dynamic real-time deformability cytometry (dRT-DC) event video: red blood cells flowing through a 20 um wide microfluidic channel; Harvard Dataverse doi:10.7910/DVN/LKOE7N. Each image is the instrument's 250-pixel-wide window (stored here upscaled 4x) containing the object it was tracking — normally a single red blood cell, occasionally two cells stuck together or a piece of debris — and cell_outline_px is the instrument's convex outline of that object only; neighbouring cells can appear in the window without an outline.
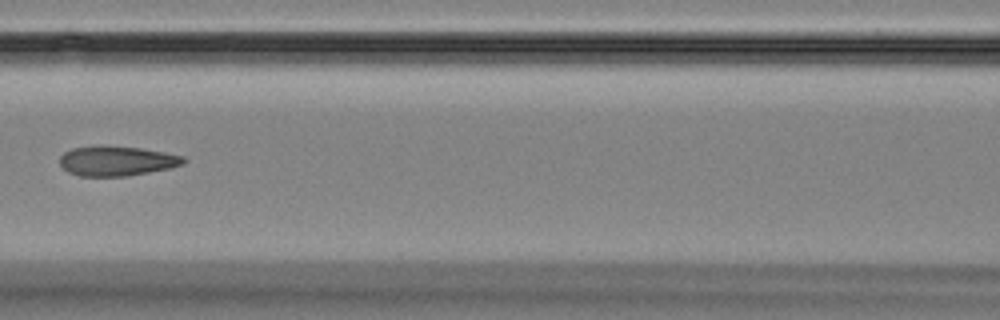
{"species": "Egyptian fruit bat (a non-hibernating species)", "species_latin": "Rousettus aegyptiacus", "temperature_condition": "room temperature", "stored_images_in_passage": 7, "camera_frame_rate_fps": 3000, "um_per_image_px": 0.085, "animal": {"sex": "female"}, "frame": {"image": 1, "passage_image": 3, "time_ms": 2.333, "image_size_px": [1000, 320], "cell_outline_px": [[188, 160], [184, 164], [168, 168], [128, 176], [80, 176], [68, 172], [60, 164], [60, 156], [64, 152], [72, 148], [140, 148], [164, 152], [184, 156]], "centroid_in_image_um": [9.97, 13.72], "position_along_channel_um": 156.6, "area_um2": 20.75}}
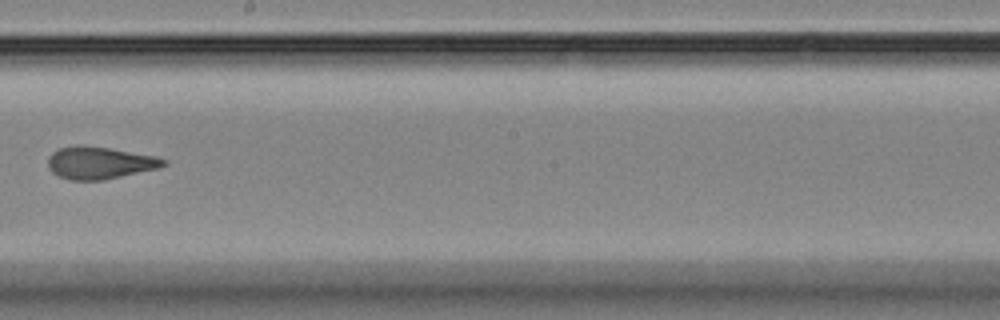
{"frame": {"image": 2, "passage_image": 5, "time_ms": 4.667, "image_size_px": [1000, 320], "cell_outline_px": [[168, 164], [160, 168], [104, 180], [72, 180], [60, 176], [52, 172], [48, 168], [48, 156], [52, 152], [60, 148], [76, 144], [84, 144], [156, 156], [168, 160]], "centroid_in_image_um": [8.48, 13.83], "position_along_channel_um": 239.7, "area_um2": 21.96}}
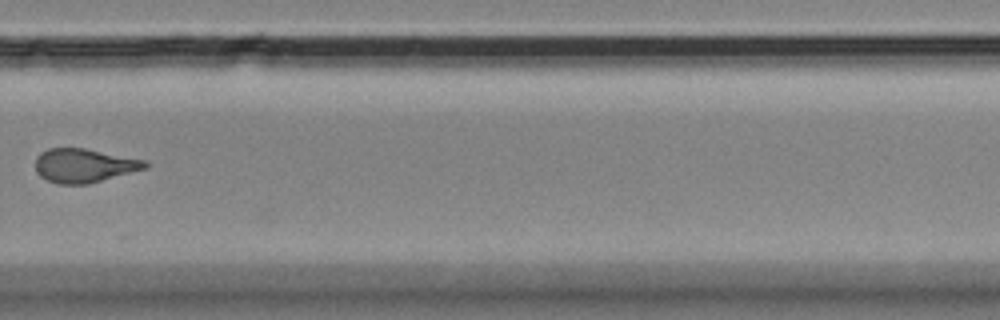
{"frame": {"image": 3, "passage_image": 7, "time_ms": 7.0, "image_size_px": [1000, 320], "cell_outline_px": [[148, 168], [88, 184], [56, 184], [40, 176], [36, 172], [36, 156], [40, 152], [48, 148], [84, 148], [148, 160]], "centroid_in_image_um": [7.16, 14.07], "position_along_channel_um": 322.6, "area_um2": 21.85}}